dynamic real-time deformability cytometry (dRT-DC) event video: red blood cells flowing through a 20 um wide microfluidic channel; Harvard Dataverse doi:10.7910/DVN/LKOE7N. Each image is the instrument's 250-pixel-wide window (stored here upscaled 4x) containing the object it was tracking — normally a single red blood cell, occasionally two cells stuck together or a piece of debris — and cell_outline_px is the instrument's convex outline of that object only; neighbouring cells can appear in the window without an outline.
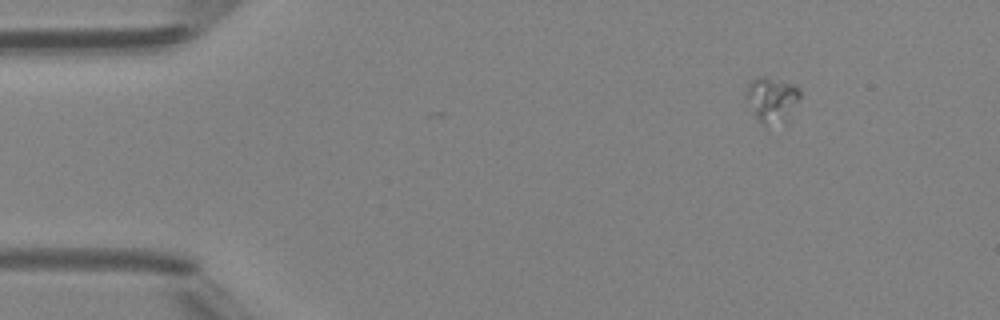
{"species": "Egyptian fruit bat (a non-hibernating species)", "species_latin": "Rousettus aegyptiacus", "temperature_condition": "room temperature", "stored_images_in_passage": 44, "camera_frame_rate_fps": 3000, "um_per_image_px": 0.085, "animal": {"sex": "female"}, "frame": {"image": 1, "passage_image": 1, "time_ms": 0.0, "image_size_px": [1000, 320], "cell_outline_px": [[800, 96], [784, 120], [764, 124], [756, 116], [744, 92], [748, 84], [756, 76], [764, 76], [792, 84], [800, 88]], "centroid_in_image_um": [65.57, 8.37], "position_along_channel_um": 19.4, "area_um2": 13.35}}